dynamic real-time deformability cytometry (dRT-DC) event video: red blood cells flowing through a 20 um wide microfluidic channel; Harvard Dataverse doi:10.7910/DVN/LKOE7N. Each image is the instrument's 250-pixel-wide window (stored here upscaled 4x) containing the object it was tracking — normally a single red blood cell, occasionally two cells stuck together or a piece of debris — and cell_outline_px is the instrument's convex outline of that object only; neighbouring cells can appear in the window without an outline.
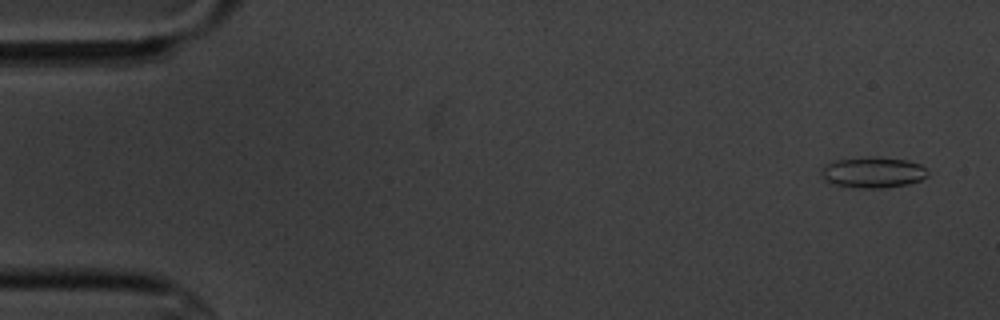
{"species": "common noctule bat (a hibernating species)", "species_latin": "Nyctalus noctula", "temperature_condition": "cold", "stored_images_in_passage": 6, "camera_frame_rate_fps": 3000, "um_per_image_px": 0.085, "animal": {"sex": "male", "body_mass_g": 20.1, "forearm_length_mm": 53.5}, "frame": {"image": 1, "passage_image": 1, "time_ms": 0.0, "image_size_px": [1000, 320], "cell_outline_px": [[928, 176], [920, 180], [908, 184], [884, 188], [856, 188], [836, 184], [824, 180], [820, 176], [820, 168], [824, 164], [832, 160], [872, 156], [876, 156], [908, 160], [920, 164], [928, 172]], "centroid_in_image_um": [74.15, 14.64], "position_along_channel_um": 10.8, "area_um2": 19.54}}
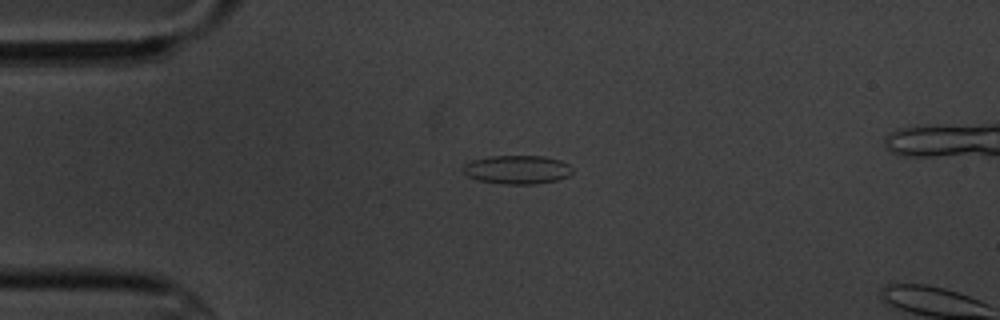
{"frame": {"image": 2, "passage_image": 4, "time_ms": 3.667, "image_size_px": [1000, 320], "cell_outline_px": [[572, 172], [568, 176], [556, 180], [536, 184], [504, 184], [476, 180], [468, 176], [464, 172], [464, 164], [472, 160], [492, 156], [544, 156], [560, 160], [568, 164], [572, 168]], "centroid_in_image_um": [43.97, 14.42], "position_along_channel_um": 41.0, "area_um2": 18.21}}